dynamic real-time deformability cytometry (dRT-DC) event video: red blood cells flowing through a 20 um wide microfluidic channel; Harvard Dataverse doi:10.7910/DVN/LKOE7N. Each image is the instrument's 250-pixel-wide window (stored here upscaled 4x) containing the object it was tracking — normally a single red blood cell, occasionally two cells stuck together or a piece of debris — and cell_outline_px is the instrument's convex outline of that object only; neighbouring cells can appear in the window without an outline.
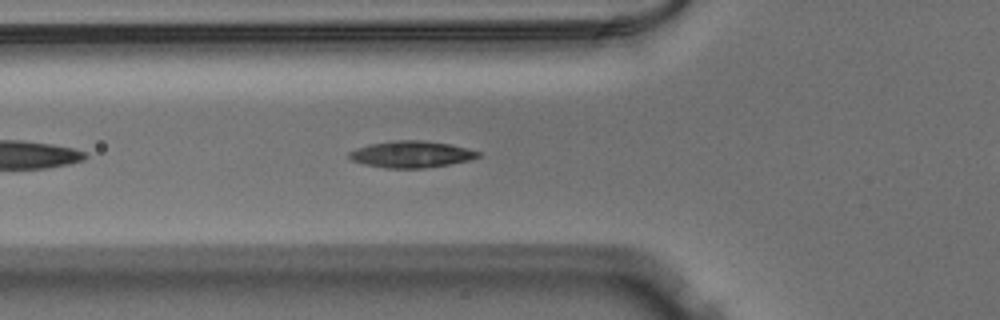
{"species": "Egyptian fruit bat (a non-hibernating species)", "species_latin": "Rousettus aegyptiacus", "temperature_condition": "warm", "stored_images_in_passage": 25, "camera_frame_rate_fps": 3000, "um_per_image_px": 0.085, "animal": {"sex": "male"}, "frame": {"image": 1, "passage_image": 6, "time_ms": 1.667, "image_size_px": [1000, 320], "cell_outline_px": [[480, 156], [472, 160], [424, 168], [384, 168], [364, 164], [352, 160], [348, 156], [348, 152], [356, 148], [368, 144], [392, 140], [424, 140], [452, 144], [468, 148], [480, 152]], "centroid_in_image_um": [34.96, 13.1], "position_along_channel_um": 90.8, "area_um2": 20.23}}
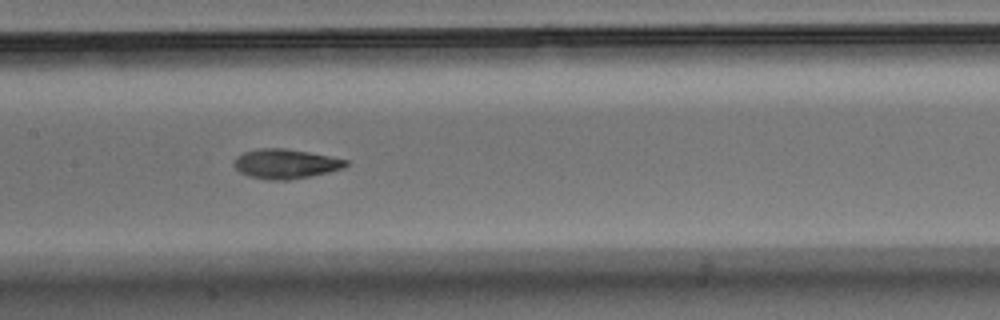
{"frame": {"image": 2, "passage_image": 13, "time_ms": 4.0, "image_size_px": [1000, 320], "cell_outline_px": [[348, 164], [344, 168], [328, 172], [288, 180], [268, 180], [248, 176], [240, 172], [232, 164], [236, 156], [244, 152], [260, 148], [284, 148], [308, 152], [348, 160]], "centroid_in_image_um": [24.24, 13.92], "position_along_channel_um": 183.2, "area_um2": 19.19}}
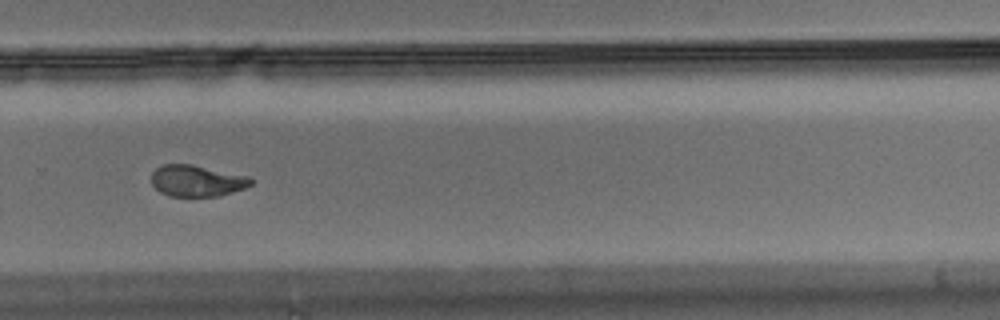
{"frame": {"image": 3, "passage_image": 23, "time_ms": 7.333, "image_size_px": [1000, 320], "cell_outline_px": [[252, 184], [244, 188], [220, 196], [168, 196], [160, 192], [152, 184], [152, 172], [156, 168], [164, 164], [192, 164], [248, 176], [252, 180]], "centroid_in_image_um": [16.72, 15.37], "position_along_channel_um": 313.1, "area_um2": 18.15}}